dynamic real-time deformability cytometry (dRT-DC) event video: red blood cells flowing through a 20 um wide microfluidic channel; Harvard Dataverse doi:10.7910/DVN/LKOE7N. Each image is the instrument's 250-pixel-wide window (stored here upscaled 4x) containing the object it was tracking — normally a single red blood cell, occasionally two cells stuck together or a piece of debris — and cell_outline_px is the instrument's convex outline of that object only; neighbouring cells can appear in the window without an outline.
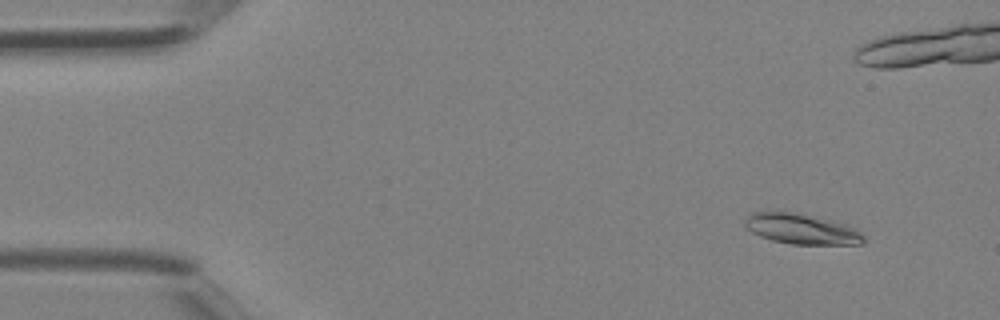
{"species": "Egyptian fruit bat (a non-hibernating species)", "species_latin": "Rousettus aegyptiacus", "temperature_condition": "room temperature", "stored_images_in_passage": 43, "camera_frame_rate_fps": 3000, "um_per_image_px": 0.085, "animal": {"sex": "female"}, "frame": {"image": 1, "passage_image": 4, "time_ms": 1.0, "image_size_px": [1000, 320], "cell_outline_px": [[864, 244], [792, 244], [772, 240], [760, 236], [752, 232], [744, 224], [744, 220], [752, 212], [796, 212], [836, 220], [848, 224], [856, 228], [864, 236]], "centroid_in_image_um": [68.19, 19.45], "position_along_channel_um": 16.8, "area_um2": 21.21}}
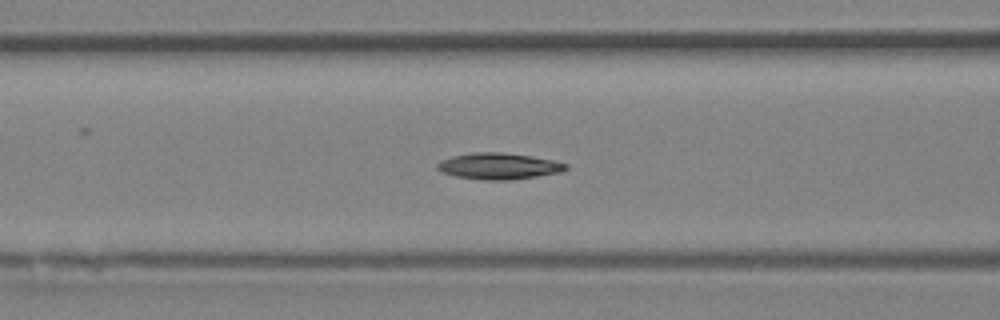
{"frame": {"image": 2, "passage_image": 17, "time_ms": 5.333, "image_size_px": [1000, 320], "cell_outline_px": [[568, 168], [564, 172], [512, 180], [484, 180], [456, 176], [444, 172], [436, 168], [436, 164], [440, 160], [452, 156], [472, 152], [500, 152], [532, 156], [552, 160], [568, 164]], "centroid_in_image_um": [42.42, 14.12], "position_along_channel_um": 124.2, "area_um2": 19.83}}
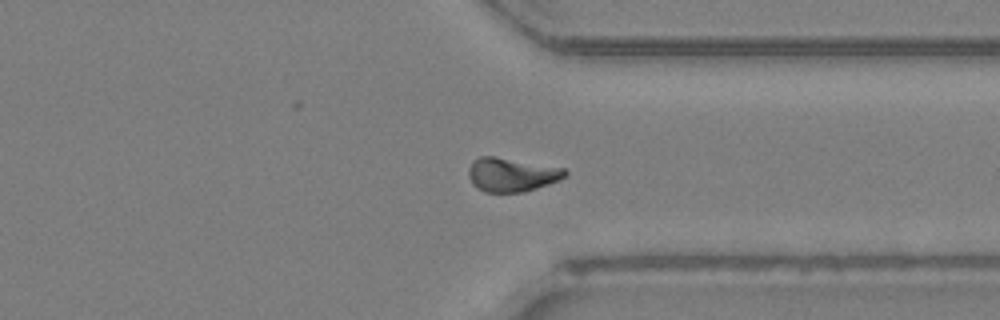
{"frame": {"image": 3, "passage_image": 32, "time_ms": 10.333, "image_size_px": [1000, 320], "cell_outline_px": [[568, 172], [564, 176], [548, 184], [524, 192], [484, 192], [476, 188], [472, 184], [468, 176], [468, 168], [472, 160], [480, 156], [496, 156], [564, 168]], "centroid_in_image_um": [43.42, 14.84], "position_along_channel_um": 368.0, "area_um2": 19.07}}